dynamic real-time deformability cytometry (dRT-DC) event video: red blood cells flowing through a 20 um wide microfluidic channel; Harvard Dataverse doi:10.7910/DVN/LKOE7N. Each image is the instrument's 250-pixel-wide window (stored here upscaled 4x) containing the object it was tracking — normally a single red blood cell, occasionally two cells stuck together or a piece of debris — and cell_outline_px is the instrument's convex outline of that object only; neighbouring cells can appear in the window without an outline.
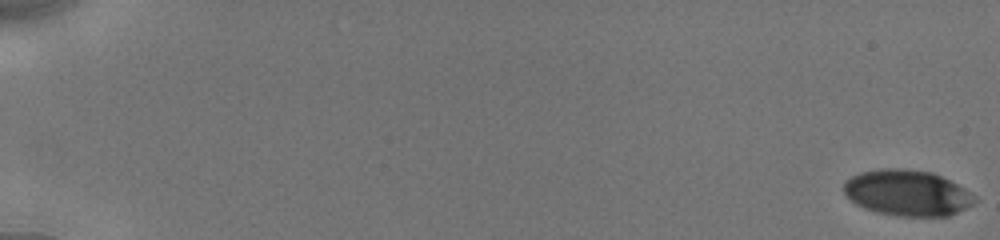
{"species": "human", "species_latin": "Homo sapiens", "temperature_condition": "cold", "stored_images_in_passage": 8, "camera_frame_rate_fps": 3000, "um_per_image_px": 0.085, "donor": {"sex": "male"}, "frame": {"image": 1, "passage_image": 1, "time_ms": 0.0, "image_size_px": [1000, 240], "cell_outline_px": [[976, 200], [972, 204], [948, 216], [900, 216], [876, 212], [864, 208], [856, 204], [844, 192], [844, 180], [860, 172], [880, 168], [900, 168], [932, 172], [964, 188], [976, 196]], "centroid_in_image_um": [77.09, 16.39], "position_along_channel_um": 7.9, "area_um2": 34.8}}
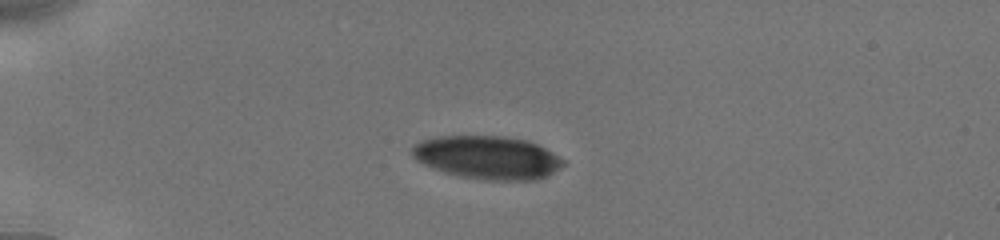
{"frame": {"image": 2, "passage_image": 7, "time_ms": 5.0, "image_size_px": [1000, 240], "cell_outline_px": [[564, 164], [560, 168], [536, 180], [488, 180], [460, 176], [432, 168], [416, 160], [412, 156], [412, 148], [420, 140], [440, 136], [504, 136], [528, 140], [552, 152], [564, 160]], "centroid_in_image_um": [41.42, 13.38], "position_along_channel_um": 43.6, "area_um2": 37.8}}